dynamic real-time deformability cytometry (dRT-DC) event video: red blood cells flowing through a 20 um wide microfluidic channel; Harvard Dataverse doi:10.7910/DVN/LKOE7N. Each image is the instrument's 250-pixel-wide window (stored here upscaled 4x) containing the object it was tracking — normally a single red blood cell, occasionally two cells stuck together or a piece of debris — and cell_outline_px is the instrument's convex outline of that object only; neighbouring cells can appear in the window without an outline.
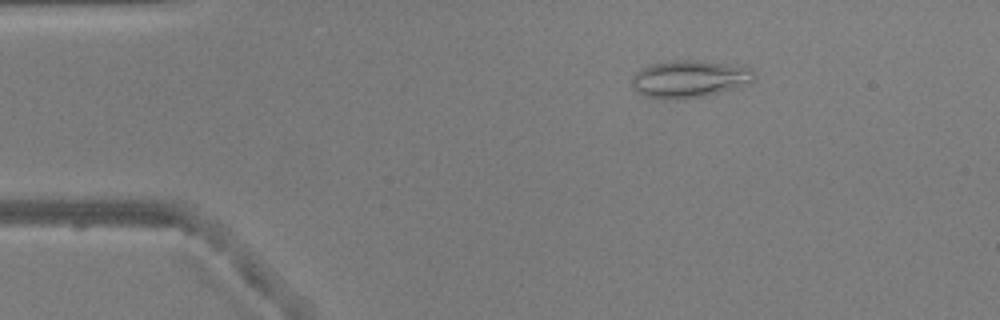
{"species": "common noctule bat (a hibernating species)", "species_latin": "Nyctalus noctula", "temperature_condition": "warm", "stored_images_in_passage": 44, "camera_frame_rate_fps": 3000, "um_per_image_px": 0.085, "animal": {"sex": "male", "body_mass_g": 20.5, "forearm_length_mm": 52.5}, "frame": {"image": 1, "passage_image": 1, "time_ms": 0.0, "image_size_px": [1000, 320], "cell_outline_px": [[756, 76], [748, 84], [736, 88], [704, 96], [684, 100], [664, 100], [644, 96], [636, 92], [632, 88], [632, 76], [640, 68], [652, 64], [672, 60], [696, 60], [744, 64], [752, 68]], "centroid_in_image_um": [58.62, 6.71], "position_along_channel_um": 26.4, "area_um2": 27.51}}
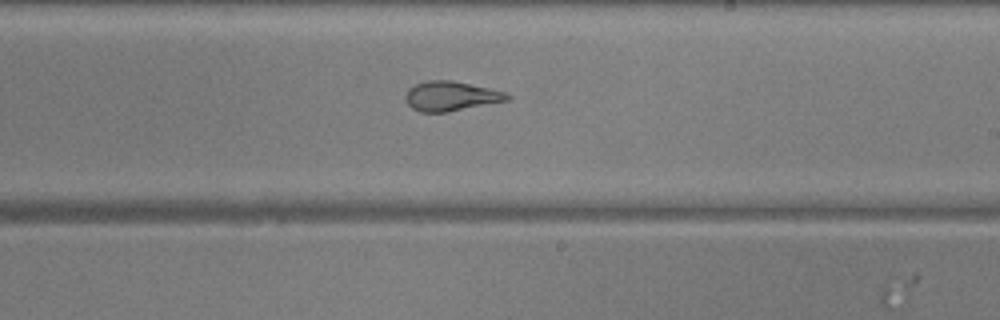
{"frame": {"image": 2, "passage_image": 23, "time_ms": 7.333, "image_size_px": [1000, 320], "cell_outline_px": [[512, 96], [508, 100], [448, 112], [420, 112], [412, 108], [408, 104], [404, 96], [408, 88], [416, 84], [428, 80], [452, 80], [488, 88], [504, 92]], "centroid_in_image_um": [38.29, 8.17], "position_along_channel_um": 250.7, "area_um2": 17.46}}
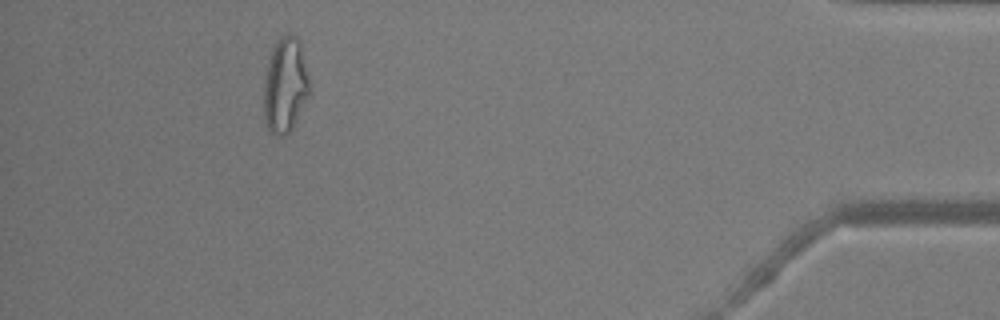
{"frame": {"image": 3, "passage_image": 40, "time_ms": 13.0, "image_size_px": [1000, 320], "cell_outline_px": [[312, 92], [292, 128], [284, 136], [280, 136], [272, 132], [268, 128], [264, 116], [264, 84], [272, 44], [280, 36], [288, 32], [296, 36], [300, 40]], "centroid_in_image_um": [24.27, 7.19], "position_along_channel_um": 410.9, "area_um2": 25.72}, "authors_computed_cell_mechanics": {"area_um2": 20.7213, "velocity_mm_per_s": 3.8752, "shape_relaxation_time_tau1_ms": 7.9862, "shape_relaxation_time_tau2_ms": 1.6468, "deformation_change_tau1": 0.2547, "deformation_change_tau2": 0.0979}}